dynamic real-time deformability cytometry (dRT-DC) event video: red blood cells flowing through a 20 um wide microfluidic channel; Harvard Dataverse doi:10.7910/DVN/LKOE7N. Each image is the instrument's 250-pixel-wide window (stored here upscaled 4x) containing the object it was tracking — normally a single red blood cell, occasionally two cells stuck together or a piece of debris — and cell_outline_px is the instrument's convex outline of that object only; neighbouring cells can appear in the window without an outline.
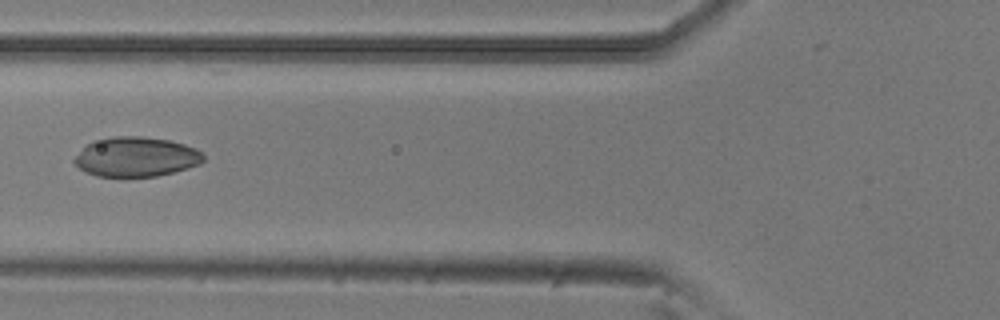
{"species": "common noctule bat (a hibernating species)", "species_latin": "Nyctalus noctula", "temperature_condition": "room temperature", "stored_images_in_passage": 7, "camera_frame_rate_fps": 3000, "um_per_image_px": 0.085, "animal": {"sex": "male", "body_mass_g": 20.5, "forearm_length_mm": 52.5}, "frame": {"image": 1, "passage_image": 6, "time_ms": 1.667, "image_size_px": [1000, 320], "cell_outline_px": [[204, 160], [200, 164], [188, 168], [156, 176], [96, 176], [84, 172], [72, 160], [92, 140], [112, 136], [140, 136], [168, 140], [184, 144], [196, 148], [204, 156]], "centroid_in_image_um": [11.56, 13.32], "position_along_channel_um": 114.2, "area_um2": 29.71}}
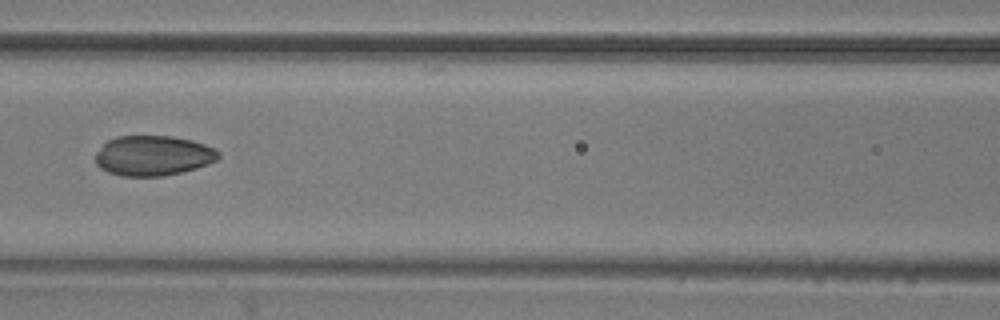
{"frame": {"image": 2, "passage_image": 7, "time_ms": 2.0, "image_size_px": [1000, 320], "cell_outline_px": [[220, 156], [216, 160], [208, 164], [196, 168], [164, 176], [120, 176], [108, 172], [100, 168], [96, 164], [96, 152], [108, 140], [116, 136], [172, 136], [192, 140], [204, 144], [220, 152]], "centroid_in_image_um": [13.0, 13.23], "position_along_channel_um": 153.6, "area_um2": 28.73}}